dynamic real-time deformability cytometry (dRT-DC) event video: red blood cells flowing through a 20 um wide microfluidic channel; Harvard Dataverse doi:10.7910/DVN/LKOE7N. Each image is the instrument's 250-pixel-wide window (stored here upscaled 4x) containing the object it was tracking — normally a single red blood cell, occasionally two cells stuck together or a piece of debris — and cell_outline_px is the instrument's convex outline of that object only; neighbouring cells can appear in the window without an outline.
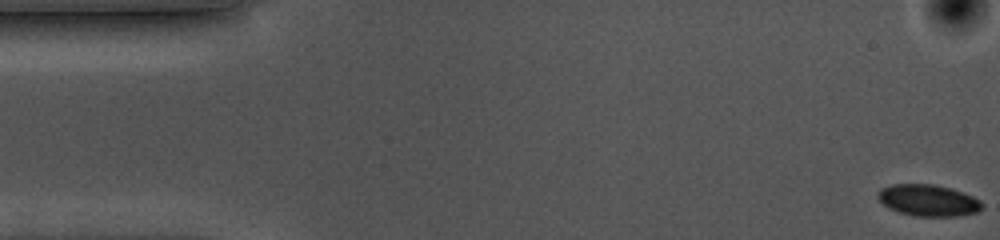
{"species": "common noctule bat (a hibernating species)", "species_latin": "Nyctalus noctula", "temperature_condition": "cold", "stored_images_in_passage": 56, "camera_frame_rate_fps": 3000, "um_per_image_px": 0.085, "animal": {"sex": "female", "body_mass_g": 10.0, "forearm_length_mm": 53.1}, "frame": {"image": 1, "passage_image": 1, "time_ms": 0.0, "image_size_px": [1000, 240], "cell_outline_px": [[984, 204], [976, 212], [956, 216], [912, 216], [888, 208], [876, 196], [880, 188], [892, 184], [936, 184], [952, 188], [964, 192], [980, 200]], "centroid_in_image_um": [78.89, 17.01], "position_along_channel_um": 6.1, "area_um2": 19.25}}
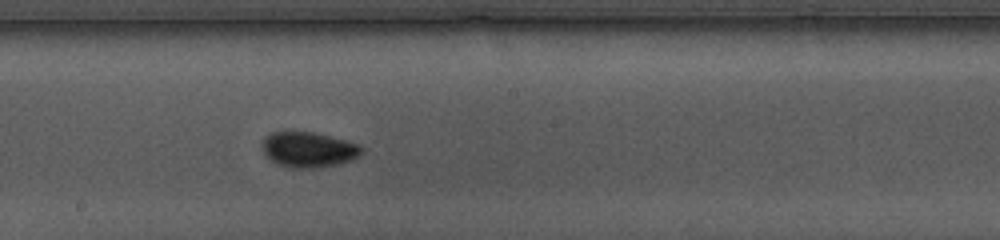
{"frame": {"image": 2, "passage_image": 29, "time_ms": 9.333, "image_size_px": [1000, 240], "cell_outline_px": [[364, 152], [360, 156], [352, 160], [336, 164], [312, 168], [292, 168], [276, 164], [260, 148], [260, 144], [264, 136], [272, 132], [312, 132], [360, 144], [364, 148]], "centroid_in_image_um": [26.22, 12.71], "position_along_channel_um": 222.0, "area_um2": 20.58}}
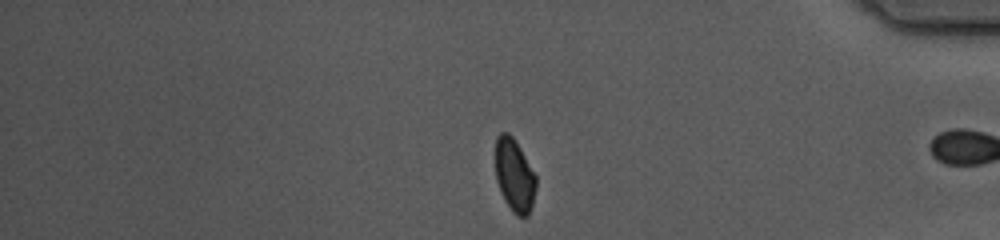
{"frame": {"image": 3, "passage_image": 46, "time_ms": 15.0, "image_size_px": [1000, 240], "cell_outline_px": [[536, 188], [532, 204], [528, 216], [516, 216], [512, 212], [504, 200], [496, 180], [496, 136], [500, 132], [508, 132], [512, 136], [520, 148], [536, 176]], "centroid_in_image_um": [43.72, 14.91], "position_along_channel_um": 391.5, "area_um2": 17.22}, "authors_computed_cell_mechanics": {"area_um2": 19.3052, "velocity_mm_per_s": 3.5569, "shape_relaxation_time_tau1_ms": 4.1881, "shape_relaxation_time_tau2_ms": null, "deformation_change_tau1": 0.0653, "deformation_change_tau2": null}}